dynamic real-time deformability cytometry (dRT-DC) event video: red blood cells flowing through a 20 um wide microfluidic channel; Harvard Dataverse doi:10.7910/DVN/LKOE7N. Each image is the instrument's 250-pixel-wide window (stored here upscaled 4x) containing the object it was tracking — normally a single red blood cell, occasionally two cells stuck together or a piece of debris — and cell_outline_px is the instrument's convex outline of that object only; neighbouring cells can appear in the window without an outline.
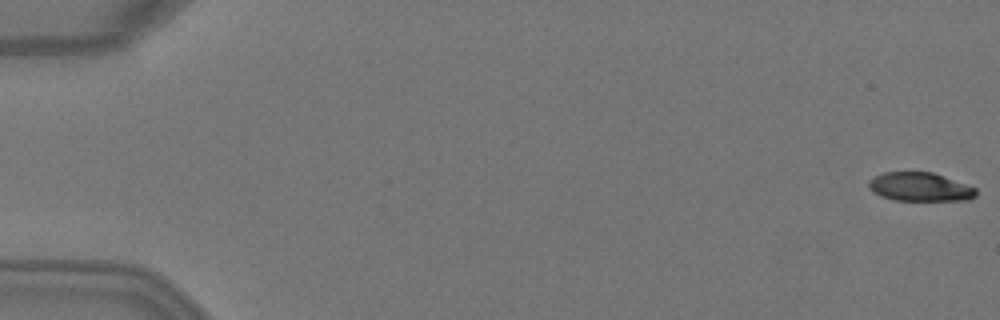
{"species": "Egyptian fruit bat (a non-hibernating species)", "species_latin": "Rousettus aegyptiacus", "temperature_condition": "warm", "stored_images_in_passage": 4, "camera_frame_rate_fps": 3000, "um_per_image_px": 0.085, "animal": {"sex": "female"}, "frame": {"image": 1, "passage_image": 1, "time_ms": 0.0, "image_size_px": [1000, 320], "cell_outline_px": [[976, 196], [968, 200], [892, 200], [880, 196], [872, 192], [868, 188], [868, 180], [884, 172], [932, 172], [944, 176], [976, 188]], "centroid_in_image_um": [78.16, 15.89], "position_along_channel_um": 6.8, "area_um2": 17.98}}